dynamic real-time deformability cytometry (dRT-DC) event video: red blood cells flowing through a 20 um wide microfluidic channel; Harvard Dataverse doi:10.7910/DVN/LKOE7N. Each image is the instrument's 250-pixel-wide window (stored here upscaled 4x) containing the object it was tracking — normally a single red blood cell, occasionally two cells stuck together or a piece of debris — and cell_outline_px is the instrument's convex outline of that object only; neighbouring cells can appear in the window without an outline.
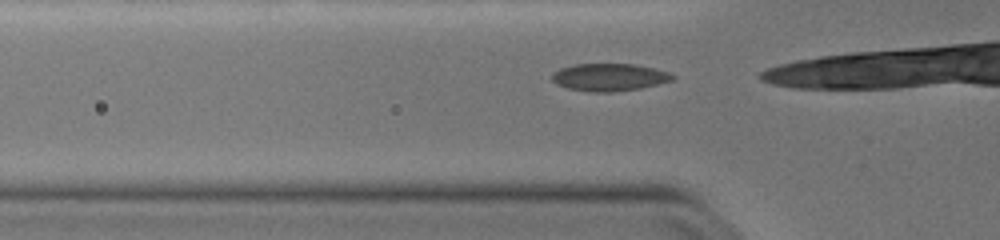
{"species": "common noctule bat (a hibernating species)", "species_latin": "Nyctalus noctula", "temperature_condition": "warm", "stored_images_in_passage": 22, "camera_frame_rate_fps": 3000, "um_per_image_px": 0.085, "animal": {"sex": "female", "body_mass_g": 19.0, "forearm_length_mm": 51.5}, "frame": {"image": 1, "passage_image": 6, "time_ms": 1.667, "image_size_px": [1000, 240], "cell_outline_px": [[676, 76], [672, 80], [640, 88], [612, 92], [588, 92], [568, 88], [556, 84], [552, 80], [552, 72], [560, 68], [576, 64], [636, 64], [668, 72]], "centroid_in_image_um": [51.75, 6.56], "position_along_channel_um": 74.1, "area_um2": 19.25}}
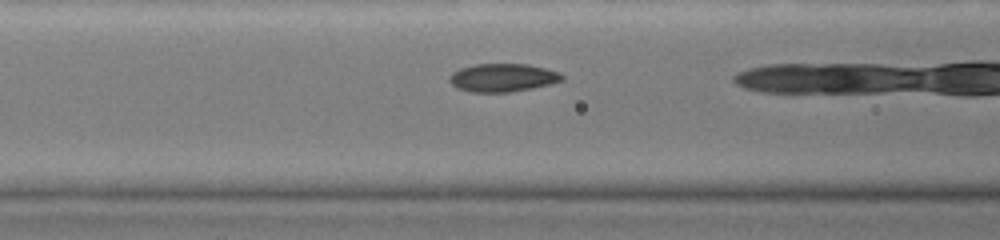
{"frame": {"image": 2, "passage_image": 10, "time_ms": 3.0, "image_size_px": [1000, 240], "cell_outline_px": [[564, 80], [548, 84], [512, 92], [472, 92], [456, 88], [448, 80], [448, 76], [452, 72], [460, 68], [472, 64], [528, 64], [560, 72], [564, 76]], "centroid_in_image_um": [42.69, 6.59], "position_along_channel_um": 123.9, "area_um2": 18.55}}
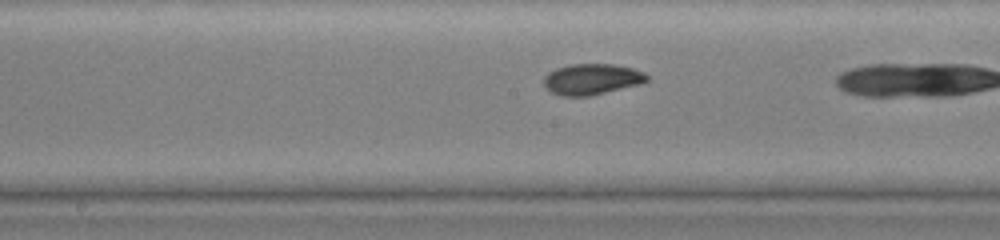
{"frame": {"image": 3, "passage_image": 16, "time_ms": 5.0, "image_size_px": [1000, 240], "cell_outline_px": [[648, 80], [644, 84], [588, 96], [560, 96], [544, 88], [544, 76], [548, 72], [556, 68], [568, 64], [612, 64], [632, 68], [644, 72], [648, 76]], "centroid_in_image_um": [50.3, 6.73], "position_along_channel_um": 197.9, "area_um2": 18.84}}